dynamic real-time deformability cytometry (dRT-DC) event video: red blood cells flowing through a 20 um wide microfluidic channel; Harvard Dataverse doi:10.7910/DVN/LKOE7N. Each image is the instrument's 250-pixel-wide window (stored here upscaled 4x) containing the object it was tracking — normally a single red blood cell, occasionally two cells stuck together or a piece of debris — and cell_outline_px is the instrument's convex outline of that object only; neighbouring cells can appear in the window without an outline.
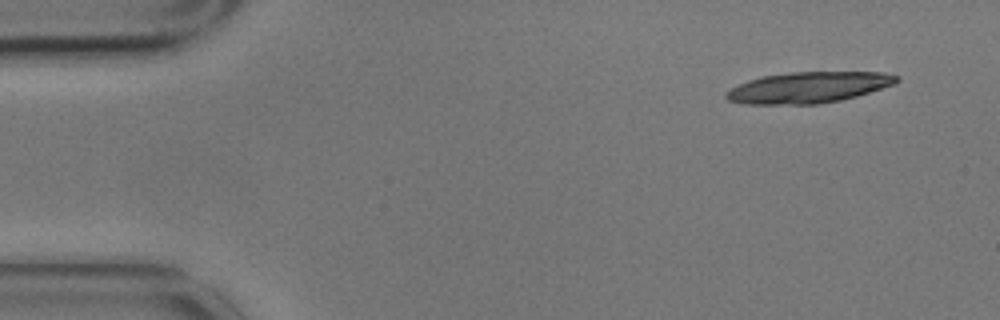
{"species": "common noctule bat (a hibernating species)", "species_latin": "Nyctalus noctula", "temperature_condition": "cold", "stored_images_in_passage": 9, "camera_frame_rate_fps": 3000, "um_per_image_px": 0.085, "animal": {"sex": "male", "body_mass_g": 17.9}, "frame": {"image": 1, "passage_image": 1, "time_ms": 0.0, "image_size_px": [1000, 320], "cell_outline_px": [[900, 80], [896, 84], [856, 96], [840, 100], [820, 104], [744, 104], [728, 100], [724, 96], [724, 92], [748, 80], [760, 76], [788, 72], [884, 72], [900, 76]], "centroid_in_image_um": [68.73, 7.43], "position_along_channel_um": 16.3, "area_um2": 31.04}}
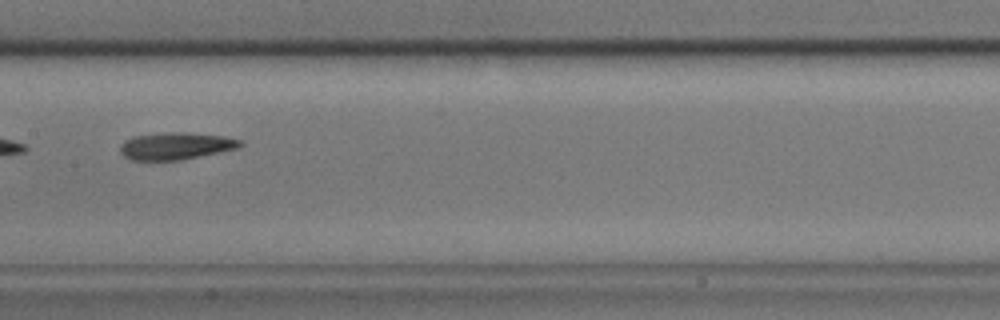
{"frame": {"image": 2, "passage_image": 8, "time_ms": 2.333, "image_size_px": [1000, 320], "cell_outline_px": [[244, 144], [240, 148], [180, 160], [132, 160], [124, 156], [120, 152], [120, 144], [124, 140], [132, 136], [172, 132], [184, 132], [224, 136], [240, 140]], "centroid_in_image_um": [14.94, 12.41], "position_along_channel_um": 192.5, "area_um2": 19.02}}